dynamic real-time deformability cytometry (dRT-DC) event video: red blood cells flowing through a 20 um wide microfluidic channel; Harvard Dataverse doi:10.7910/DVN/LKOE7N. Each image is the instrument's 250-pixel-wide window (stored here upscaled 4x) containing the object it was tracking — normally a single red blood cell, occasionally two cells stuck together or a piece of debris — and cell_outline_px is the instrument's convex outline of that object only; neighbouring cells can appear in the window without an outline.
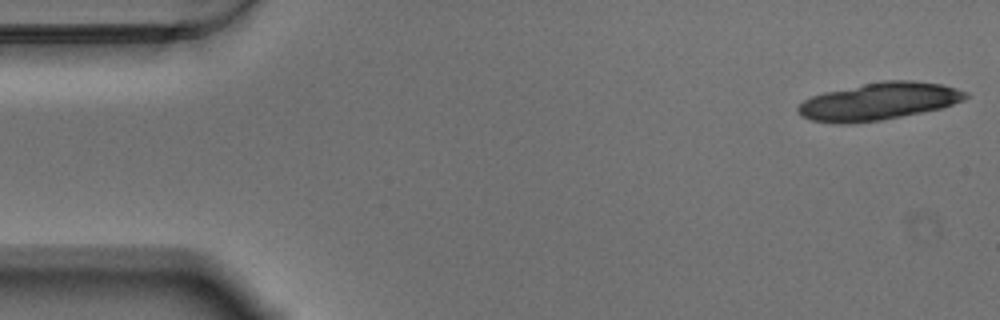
{"species": "Egyptian fruit bat (a non-hibernating species)", "species_latin": "Rousettus aegyptiacus", "temperature_condition": "warm", "stored_images_in_passage": 18, "camera_frame_rate_fps": 3000, "um_per_image_px": 0.085, "animal": {"sex": "male"}, "frame": {"image": 1, "passage_image": 1, "time_ms": 0.0, "image_size_px": [1000, 320], "cell_outline_px": [[968, 96], [964, 100], [940, 108], [880, 120], [852, 124], [840, 124], [812, 120], [800, 116], [796, 108], [804, 100], [812, 96], [824, 92], [884, 80], [912, 80], [940, 84], [956, 88], [968, 92]], "centroid_in_image_um": [74.68, 8.62], "position_along_channel_um": 10.3, "area_um2": 36.24}}